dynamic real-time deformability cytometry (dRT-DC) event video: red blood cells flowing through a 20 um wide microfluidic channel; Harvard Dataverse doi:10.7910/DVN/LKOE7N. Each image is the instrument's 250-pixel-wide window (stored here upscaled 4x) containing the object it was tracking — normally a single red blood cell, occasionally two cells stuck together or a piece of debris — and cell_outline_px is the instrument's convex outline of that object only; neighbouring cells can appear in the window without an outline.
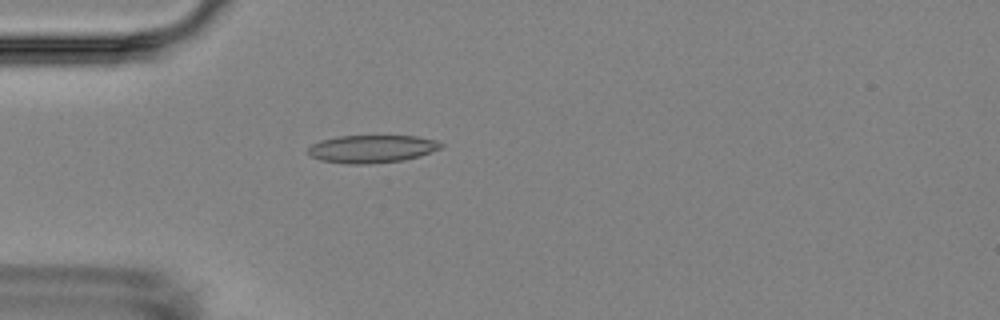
{"species": "Egyptian fruit bat (a non-hibernating species)", "species_latin": "Rousettus aegyptiacus", "temperature_condition": "room temperature", "stored_images_in_passage": 5, "camera_frame_rate_fps": 3000, "um_per_image_px": 0.085, "animal": {"sex": "female"}, "frame": {"image": 1, "passage_image": 5, "time_ms": 4.667, "image_size_px": [1000, 320], "cell_outline_px": [[444, 144], [440, 148], [420, 156], [400, 160], [368, 164], [348, 164], [320, 160], [312, 156], [308, 152], [308, 148], [312, 144], [320, 140], [336, 136], [416, 136], [436, 140]], "centroid_in_image_um": [31.59, 12.65], "position_along_channel_um": 53.4, "area_um2": 21.39}}